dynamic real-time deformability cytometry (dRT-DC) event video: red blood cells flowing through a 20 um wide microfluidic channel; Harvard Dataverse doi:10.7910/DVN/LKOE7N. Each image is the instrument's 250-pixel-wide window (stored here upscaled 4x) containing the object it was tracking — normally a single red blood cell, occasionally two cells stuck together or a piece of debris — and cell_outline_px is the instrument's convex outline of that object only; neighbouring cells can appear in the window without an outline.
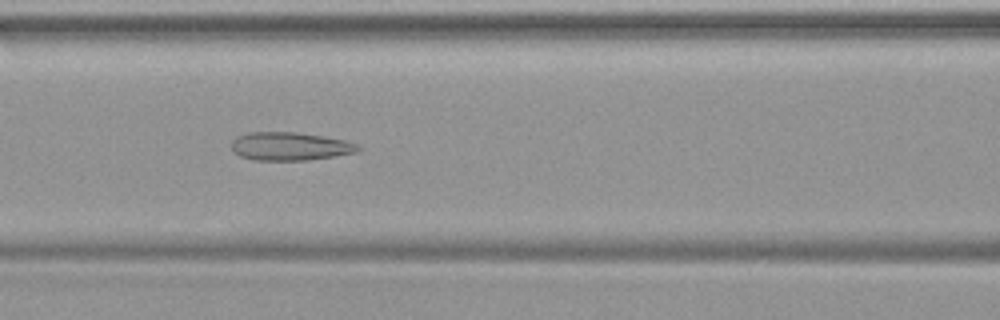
{"species": "common noctule bat (a hibernating species)", "species_latin": "Nyctalus noctula", "temperature_condition": "warm", "stored_images_in_passage": 48, "camera_frame_rate_fps": 3000, "um_per_image_px": 0.085, "animal": {"sex": "female", "body_mass_g": 19.9}, "frame": {"image": 1, "passage_image": 21, "time_ms": 6.667, "image_size_px": [1000, 320], "cell_outline_px": [[364, 148], [356, 152], [336, 156], [308, 160], [256, 160], [240, 156], [232, 152], [232, 140], [236, 136], [248, 132], [296, 132], [324, 136], [344, 140], [356, 144]], "centroid_in_image_um": [24.64, 12.43], "position_along_channel_um": 142.0, "area_um2": 20.98}}
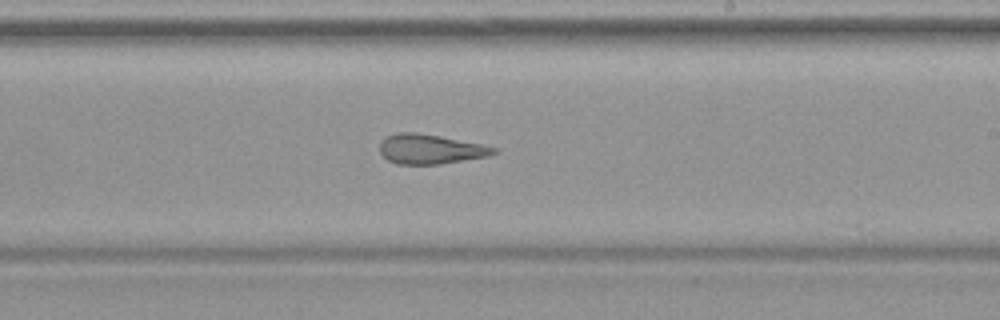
{"frame": {"image": 2, "passage_image": 29, "time_ms": 9.333, "image_size_px": [1000, 320], "cell_outline_px": [[496, 152], [488, 156], [440, 164], [396, 164], [388, 160], [380, 152], [380, 140], [396, 132], [416, 132], [440, 136], [480, 144], [496, 148]], "centroid_in_image_um": [36.53, 12.67], "position_along_channel_um": 252.5, "area_um2": 19.54}}
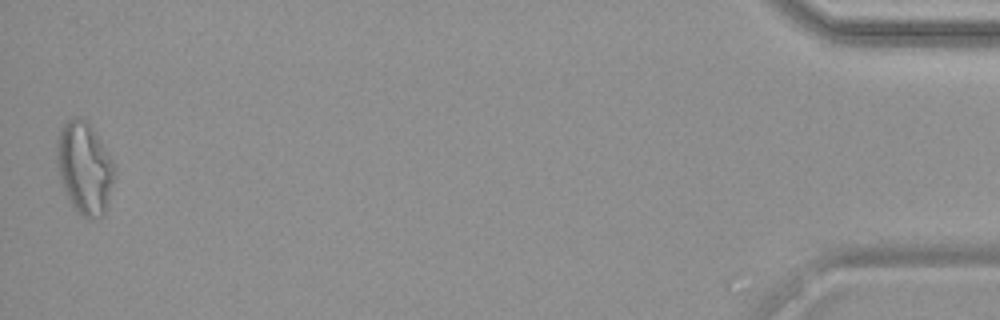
{"frame": {"image": 3, "passage_image": 48, "time_ms": 15.667, "image_size_px": [1000, 320], "cell_outline_px": [[116, 176], [104, 216], [88, 220], [72, 204], [60, 180], [56, 164], [56, 140], [60, 128], [72, 116], [76, 116], [88, 120], [116, 164]], "centroid_in_image_um": [7.21, 14.24], "position_along_channel_um": 428.0, "area_um2": 31.56}}